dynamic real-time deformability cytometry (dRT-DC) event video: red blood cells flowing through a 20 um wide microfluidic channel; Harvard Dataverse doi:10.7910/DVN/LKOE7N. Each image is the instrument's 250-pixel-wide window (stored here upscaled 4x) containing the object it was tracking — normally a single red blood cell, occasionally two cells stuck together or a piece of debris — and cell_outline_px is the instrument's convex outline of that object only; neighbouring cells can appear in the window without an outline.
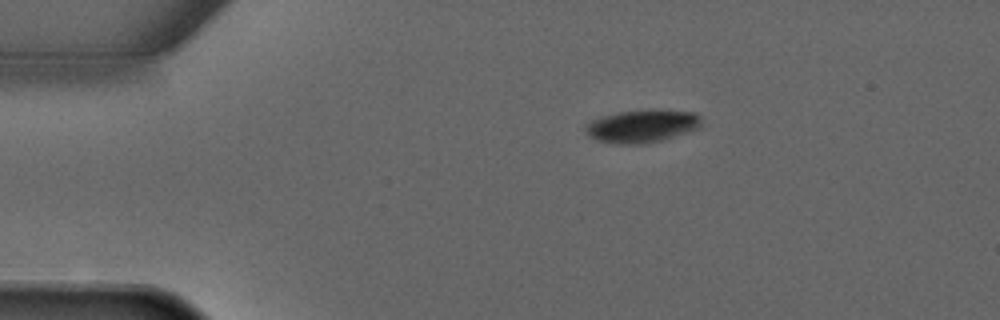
{"species": "common noctule bat (a hibernating species)", "species_latin": "Nyctalus noctula", "temperature_condition": "warm", "stored_images_in_passage": 2, "camera_frame_rate_fps": 3000, "um_per_image_px": 0.085, "animal": {"sex": "male", "forearm_length_mm": 52.5}, "frame": {"image": 1, "passage_image": 1, "time_ms": 0.0, "image_size_px": [1000, 320], "cell_outline_px": [[704, 128], [660, 140], [644, 144], [616, 144], [596, 140], [588, 136], [584, 128], [584, 124], [592, 120], [604, 116], [620, 112], [660, 108], [696, 112], [700, 116], [704, 124]], "centroid_in_image_um": [54.66, 10.7], "position_along_channel_um": 30.3, "area_um2": 22.83}}